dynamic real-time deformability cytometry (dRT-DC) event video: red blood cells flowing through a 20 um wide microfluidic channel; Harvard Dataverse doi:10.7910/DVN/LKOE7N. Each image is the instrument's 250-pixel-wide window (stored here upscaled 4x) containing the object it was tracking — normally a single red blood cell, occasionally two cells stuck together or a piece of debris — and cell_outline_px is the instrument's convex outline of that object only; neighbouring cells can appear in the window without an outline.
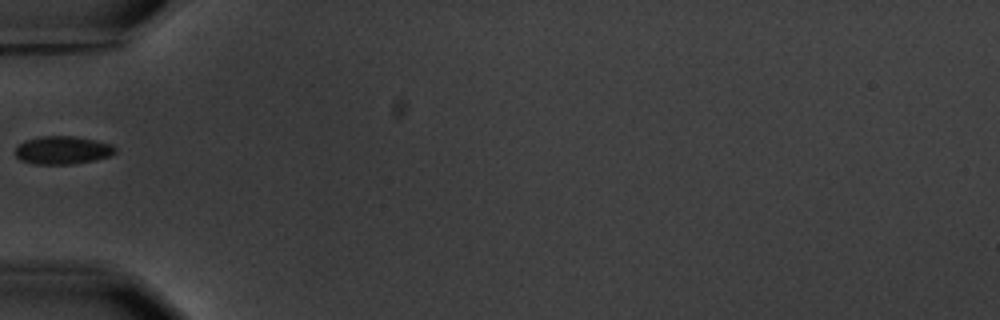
{"species": "common noctule bat (a hibernating species)", "species_latin": "Nyctalus noctula", "temperature_condition": "warm", "stored_images_in_passage": 7, "camera_frame_rate_fps": 3000, "um_per_image_px": 0.085, "animal": {"sex": "male", "body_mass_g": 20.1, "forearm_length_mm": 53.5}, "frame": {"image": 1, "passage_image": 6, "time_ms": 6.0, "image_size_px": [1000, 320], "cell_outline_px": [[116, 152], [108, 156], [96, 160], [72, 164], [36, 164], [20, 160], [16, 156], [16, 148], [24, 140], [40, 136], [72, 136], [96, 140], [112, 144], [116, 148]], "centroid_in_image_um": [5.33, 12.76], "position_along_channel_um": 79.7, "area_um2": 16.36}}
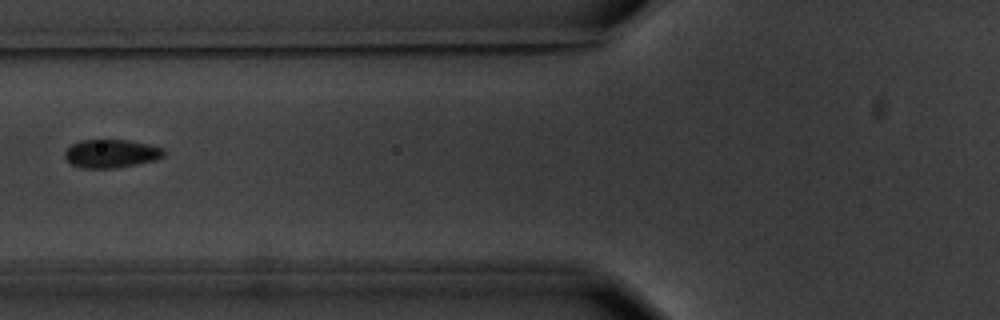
{"frame": {"image": 2, "passage_image": 7, "time_ms": 7.0, "image_size_px": [1000, 320], "cell_outline_px": [[164, 156], [156, 160], [136, 164], [112, 168], [80, 168], [72, 164], [64, 156], [64, 152], [72, 144], [80, 140], [128, 140], [148, 144], [164, 148]], "centroid_in_image_um": [9.45, 13.05], "position_along_channel_um": 116.3, "area_um2": 16.3}}